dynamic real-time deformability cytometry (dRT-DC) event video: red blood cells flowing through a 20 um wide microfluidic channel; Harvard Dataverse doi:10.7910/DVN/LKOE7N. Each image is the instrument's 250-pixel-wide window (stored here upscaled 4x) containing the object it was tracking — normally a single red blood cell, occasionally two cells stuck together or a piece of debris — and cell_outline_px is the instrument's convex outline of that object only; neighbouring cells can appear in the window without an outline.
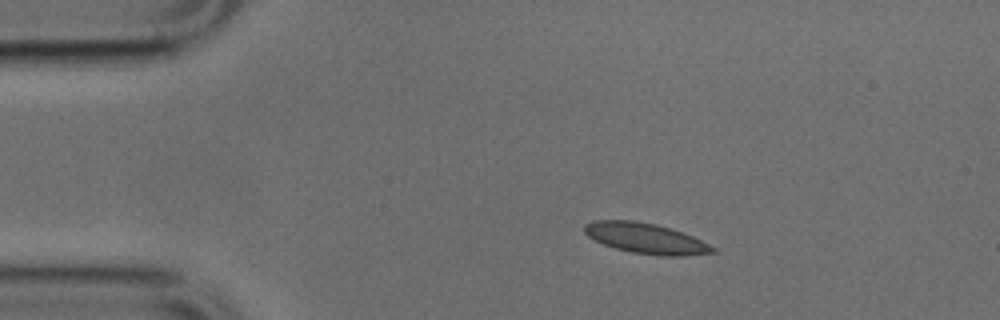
{"species": "common noctule bat (a hibernating species)", "species_latin": "Nyctalus noctula", "temperature_condition": "cold", "stored_images_in_passage": 14, "camera_frame_rate_fps": 3000, "um_per_image_px": 0.085, "animal": {"sex": "male", "body_mass_g": 17.9, "forearm_length_mm": 54.2}, "frame": {"image": 1, "passage_image": 8, "time_ms": 2.333, "image_size_px": [1000, 320], "cell_outline_px": [[716, 252], [684, 256], [660, 256], [632, 252], [616, 248], [604, 244], [588, 236], [584, 232], [584, 224], [596, 220], [632, 220], [656, 224], [672, 228], [692, 236], [716, 248]], "centroid_in_image_um": [54.9, 20.25], "position_along_channel_um": 30.1, "area_um2": 22.66}}